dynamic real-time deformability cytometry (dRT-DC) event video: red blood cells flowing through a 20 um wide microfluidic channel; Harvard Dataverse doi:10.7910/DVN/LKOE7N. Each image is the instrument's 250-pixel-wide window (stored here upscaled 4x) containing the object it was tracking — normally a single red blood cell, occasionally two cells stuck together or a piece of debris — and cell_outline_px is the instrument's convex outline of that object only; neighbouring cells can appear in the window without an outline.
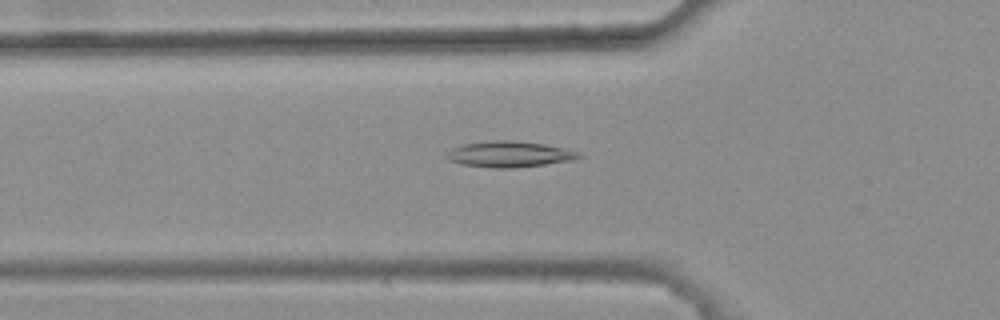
{"species": "common noctule bat (a hibernating species)", "species_latin": "Nyctalus noctula", "temperature_condition": "warm", "stored_images_in_passage": 35, "camera_frame_rate_fps": 3000, "um_per_image_px": 0.085, "animal": {"sex": "female", "body_mass_g": 25.1}, "frame": {"image": 1, "passage_image": 6, "time_ms": 1.667, "image_size_px": [1000, 320], "cell_outline_px": [[584, 156], [572, 160], [544, 164], [512, 168], [492, 168], [460, 164], [448, 160], [444, 156], [452, 148], [460, 144], [492, 140], [512, 140], [544, 144], [580, 152]], "centroid_in_image_um": [43.24, 13.1], "position_along_channel_um": 82.6, "area_um2": 20.06}}
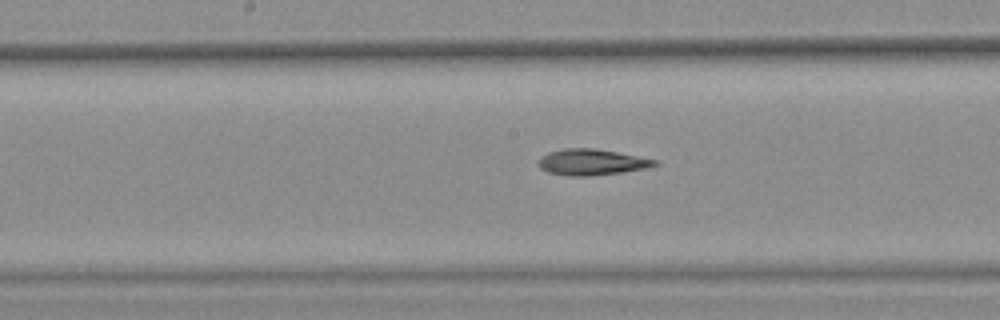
{"frame": {"image": 2, "passage_image": 15, "time_ms": 4.667, "image_size_px": [1000, 320], "cell_outline_px": [[660, 164], [644, 168], [620, 172], [588, 176], [568, 176], [548, 172], [540, 168], [536, 164], [540, 156], [548, 152], [564, 148], [592, 148], [616, 152], [660, 160]], "centroid_in_image_um": [50.25, 13.77], "position_along_channel_um": 197.9, "area_um2": 17.69}}
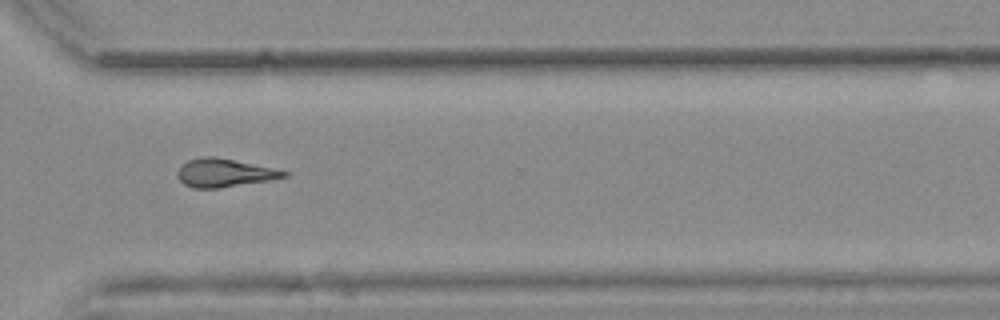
{"frame": {"image": 3, "passage_image": 27, "time_ms": 8.667, "image_size_px": [1000, 320], "cell_outline_px": [[288, 176], [268, 180], [220, 188], [192, 188], [184, 184], [176, 176], [176, 172], [188, 160], [204, 156], [212, 156], [272, 168], [288, 172]], "centroid_in_image_um": [19.01, 14.7], "position_along_channel_um": 351.6, "area_um2": 17.17}}